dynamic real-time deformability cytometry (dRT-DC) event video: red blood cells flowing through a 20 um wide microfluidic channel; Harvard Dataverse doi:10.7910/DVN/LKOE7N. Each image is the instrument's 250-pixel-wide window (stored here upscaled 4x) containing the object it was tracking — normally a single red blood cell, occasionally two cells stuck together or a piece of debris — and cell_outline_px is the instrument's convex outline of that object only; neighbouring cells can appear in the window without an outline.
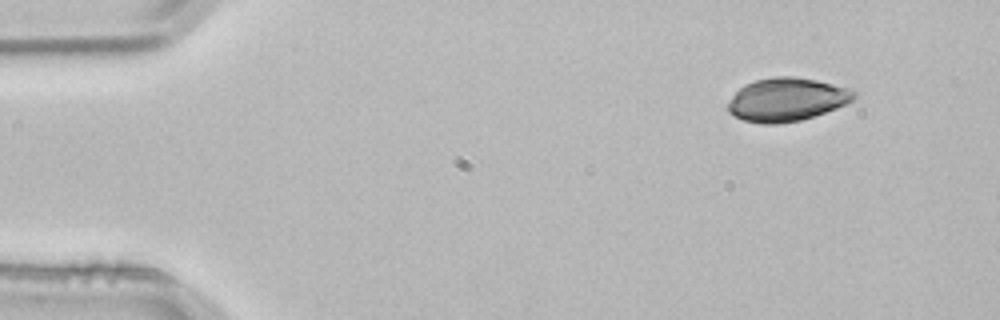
{"species": "common noctule bat (a hibernating species)", "species_latin": "Nyctalus noctula", "temperature_condition": "room temperature", "stored_images_in_passage": 3, "camera_frame_rate_fps": 3000, "um_per_image_px": 0.085, "animal": {"sex": "male", "body_mass_g": 21.5, "forearm_length_mm": 52.0}, "frame": {"image": 1, "passage_image": 1, "time_ms": 0.0, "image_size_px": [1000, 320], "cell_outline_px": [[856, 96], [852, 100], [836, 108], [800, 120], [776, 124], [760, 124], [744, 120], [728, 112], [728, 104], [732, 96], [744, 84], [756, 80], [776, 76], [792, 76], [816, 80], [852, 88], [856, 92]], "centroid_in_image_um": [66.87, 8.45], "position_along_channel_um": 18.1, "area_um2": 31.67}}
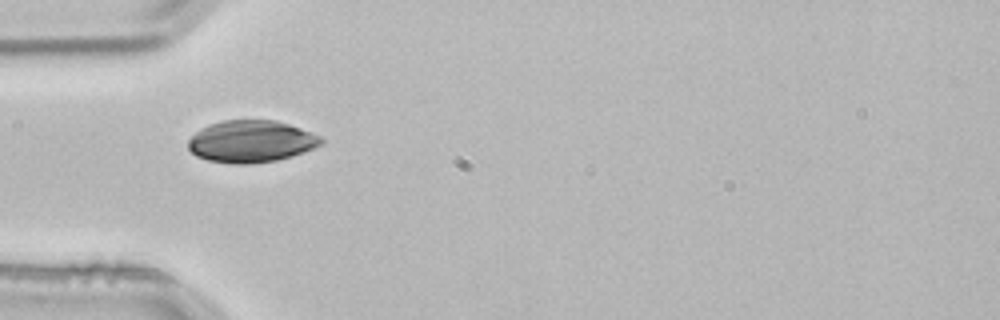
{"frame": {"image": 2, "passage_image": 3, "time_ms": 0.667, "image_size_px": [1000, 320], "cell_outline_px": [[324, 140], [320, 144], [312, 148], [292, 156], [276, 160], [248, 164], [232, 164], [208, 160], [196, 156], [188, 148], [188, 140], [200, 128], [224, 120], [276, 120], [300, 128], [320, 136]], "centroid_in_image_um": [21.32, 12.02], "position_along_channel_um": 63.7, "area_um2": 32.31}}